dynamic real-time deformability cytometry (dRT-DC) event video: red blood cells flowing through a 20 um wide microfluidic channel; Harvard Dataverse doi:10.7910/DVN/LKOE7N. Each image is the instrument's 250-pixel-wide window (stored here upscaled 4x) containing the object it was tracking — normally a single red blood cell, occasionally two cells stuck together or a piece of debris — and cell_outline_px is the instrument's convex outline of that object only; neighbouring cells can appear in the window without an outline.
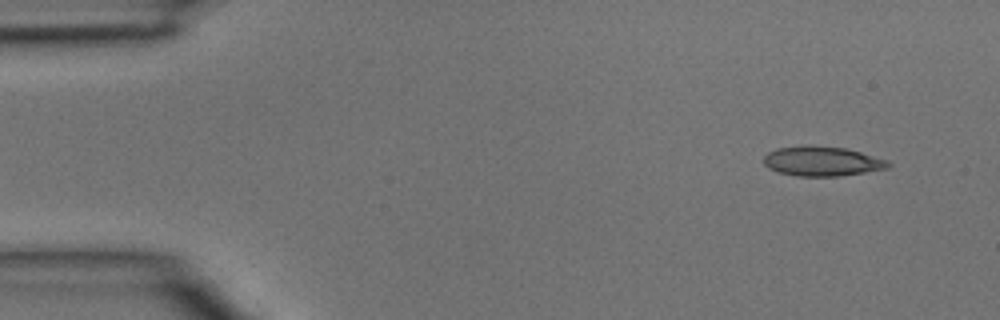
{"species": "common noctule bat (a hibernating species)", "species_latin": "Nyctalus noctula", "temperature_condition": "room temperature", "stored_images_in_passage": 3, "camera_frame_rate_fps": 3000, "um_per_image_px": 0.085, "animal": {"sex": "male", "body_mass_g": 15.6}, "frame": {"image": 1, "passage_image": 1, "time_ms": 0.0, "image_size_px": [1000, 320], "cell_outline_px": [[892, 164], [888, 168], [864, 172], [836, 176], [800, 176], [776, 172], [768, 168], [764, 164], [764, 156], [768, 152], [776, 148], [844, 148], [860, 152], [888, 160]], "centroid_in_image_um": [69.89, 13.75], "position_along_channel_um": 15.1, "area_um2": 20.63}}